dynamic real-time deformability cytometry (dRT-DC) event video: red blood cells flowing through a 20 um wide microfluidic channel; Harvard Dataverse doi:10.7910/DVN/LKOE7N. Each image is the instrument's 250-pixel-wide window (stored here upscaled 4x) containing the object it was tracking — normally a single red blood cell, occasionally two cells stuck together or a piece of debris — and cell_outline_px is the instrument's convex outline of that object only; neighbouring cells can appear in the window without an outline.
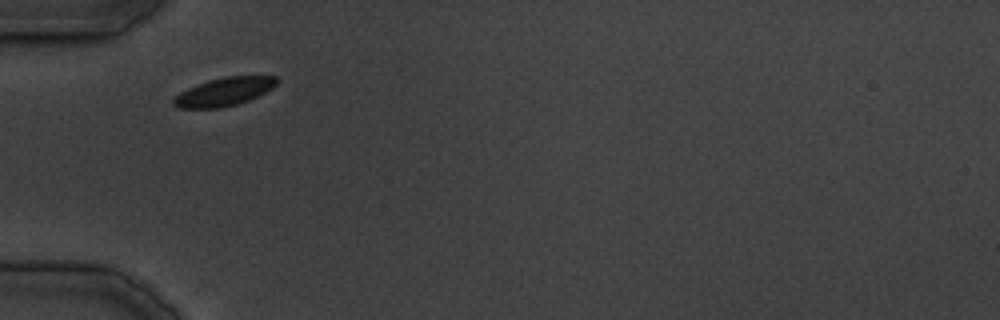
{"species": "common noctule bat (a hibernating species)", "species_latin": "Nyctalus noctula", "temperature_condition": "cold", "stored_images_in_passage": 25, "camera_frame_rate_fps": 3000, "um_per_image_px": 0.085, "animal": {"sex": "male", "body_mass_g": 19.5, "forearm_length_mm": 54.6}, "frame": {"image": 1, "passage_image": 1, "time_ms": 0.0, "image_size_px": [1000, 320], "cell_outline_px": [[280, 80], [272, 88], [248, 100], [236, 104], [220, 108], [180, 108], [172, 104], [172, 100], [180, 92], [188, 88], [208, 80], [224, 76], [276, 76]], "centroid_in_image_um": [19.04, 7.79], "position_along_channel_um": 66.0, "area_um2": 16.88}}
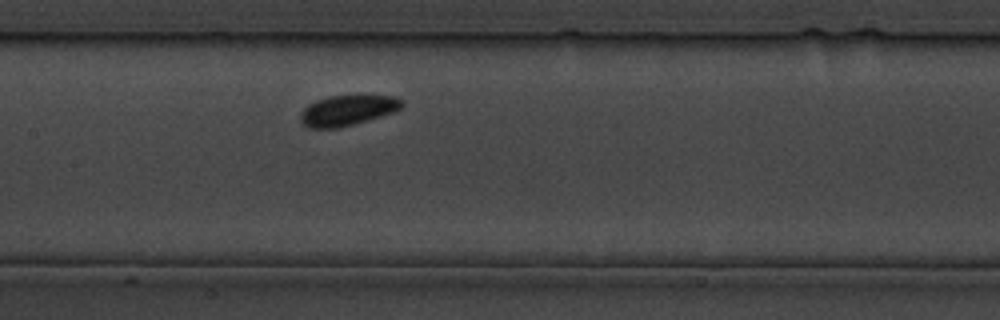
{"frame": {"image": 2, "passage_image": 8, "time_ms": 8.333, "image_size_px": [1000, 320], "cell_outline_px": [[404, 104], [396, 112], [368, 120], [336, 128], [308, 128], [300, 120], [300, 116], [304, 108], [308, 104], [316, 100], [328, 96], [392, 96], [400, 100]], "centroid_in_image_um": [29.52, 9.38], "position_along_channel_um": 177.9, "area_um2": 17.74}}
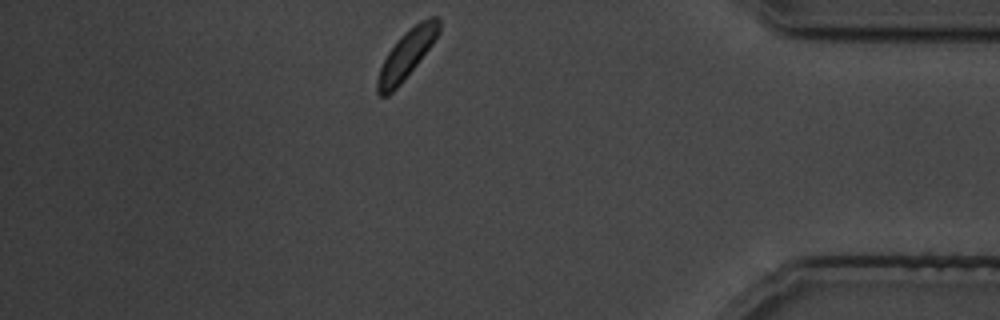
{"frame": {"image": 3, "passage_image": 24, "time_ms": 26.667, "image_size_px": [1000, 320], "cell_outline_px": [[440, 32], [432, 44], [400, 84], [388, 96], [380, 96], [376, 92], [376, 80], [380, 68], [388, 52], [400, 36], [404, 32], [420, 20], [428, 16], [440, 16]], "centroid_in_image_um": [34.56, 4.59], "position_along_channel_um": 400.6, "area_um2": 17.22}}